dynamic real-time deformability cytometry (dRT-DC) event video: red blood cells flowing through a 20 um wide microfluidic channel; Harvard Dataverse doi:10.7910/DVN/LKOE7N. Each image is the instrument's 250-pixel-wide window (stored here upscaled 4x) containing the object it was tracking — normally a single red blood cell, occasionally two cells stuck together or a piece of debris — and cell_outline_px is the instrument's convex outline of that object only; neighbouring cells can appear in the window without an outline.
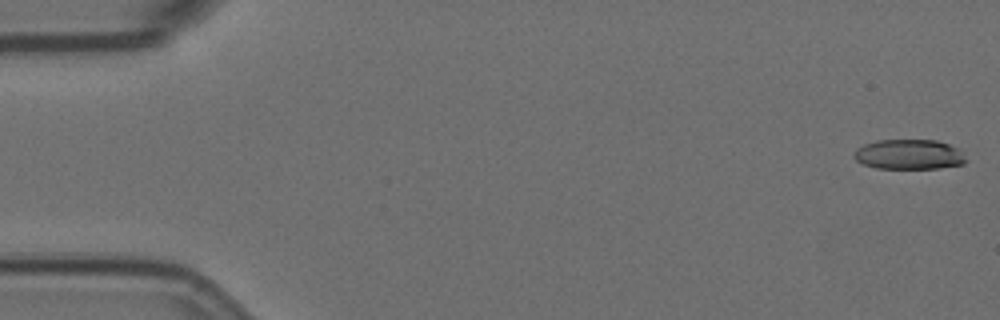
{"species": "Egyptian fruit bat (a non-hibernating species)", "species_latin": "Rousettus aegyptiacus", "temperature_condition": "room temperature", "stored_images_in_passage": 7, "camera_frame_rate_fps": 3000, "um_per_image_px": 0.085, "animal": {"sex": "female"}, "frame": {"image": 1, "passage_image": 1, "time_ms": 0.0, "image_size_px": [1000, 320], "cell_outline_px": [[968, 160], [964, 164], [940, 168], [876, 168], [864, 164], [856, 160], [852, 156], [852, 152], [856, 148], [864, 144], [876, 140], [936, 140], [960, 148]], "centroid_in_image_um": [77.28, 13.12], "position_along_channel_um": 7.7, "area_um2": 19.83}}
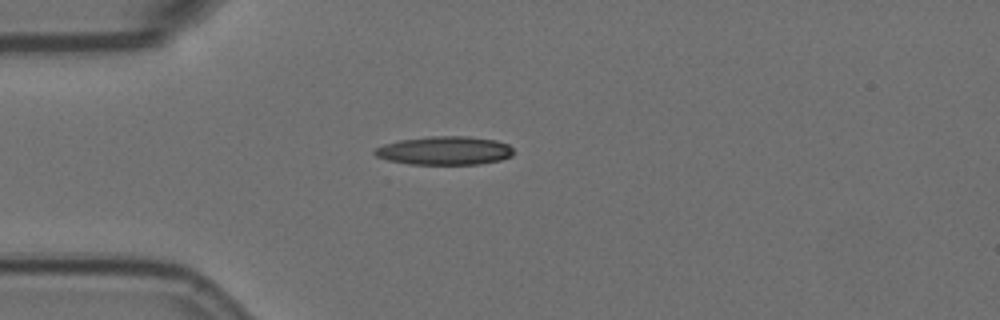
{"frame": {"image": 2, "passage_image": 5, "time_ms": 1.333, "image_size_px": [1000, 320], "cell_outline_px": [[512, 156], [500, 160], [480, 164], [408, 164], [388, 160], [376, 156], [372, 152], [376, 148], [384, 144], [400, 140], [428, 136], [468, 136], [496, 140], [508, 144], [512, 148]], "centroid_in_image_um": [37.79, 12.8], "position_along_channel_um": 47.2, "area_um2": 23.12}}